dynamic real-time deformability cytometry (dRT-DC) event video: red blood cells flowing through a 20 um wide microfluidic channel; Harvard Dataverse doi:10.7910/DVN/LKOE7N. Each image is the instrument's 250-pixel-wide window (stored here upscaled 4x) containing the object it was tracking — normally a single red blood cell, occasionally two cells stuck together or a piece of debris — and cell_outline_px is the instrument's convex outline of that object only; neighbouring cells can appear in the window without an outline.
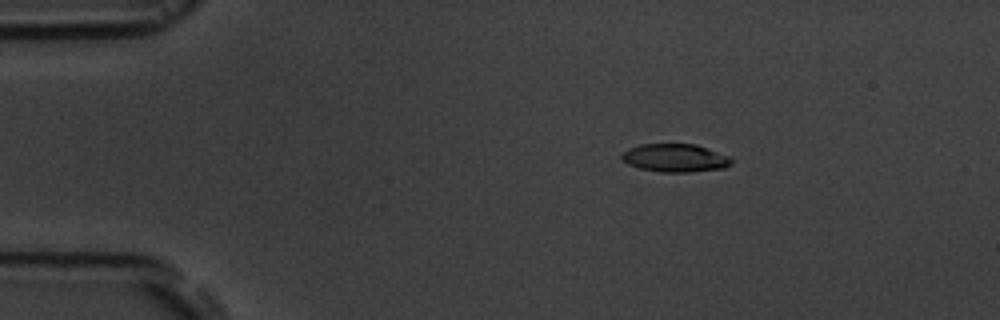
{"species": "common noctule bat (a hibernating species)", "species_latin": "Nyctalus noctula", "temperature_condition": "room temperature", "stored_images_in_passage": 5, "camera_frame_rate_fps": 3000, "um_per_image_px": 0.085, "animal": {"sex": "male", "body_mass_g": 19.5, "forearm_length_mm": 54.6}, "frame": {"image": 1, "passage_image": 3, "time_ms": 2.333, "image_size_px": [1000, 320], "cell_outline_px": [[732, 164], [724, 168], [688, 172], [660, 172], [640, 168], [628, 164], [620, 156], [628, 148], [640, 144], [696, 144], [728, 156], [732, 160]], "centroid_in_image_um": [57.38, 13.42], "position_along_channel_um": 27.6, "area_um2": 17.86}}